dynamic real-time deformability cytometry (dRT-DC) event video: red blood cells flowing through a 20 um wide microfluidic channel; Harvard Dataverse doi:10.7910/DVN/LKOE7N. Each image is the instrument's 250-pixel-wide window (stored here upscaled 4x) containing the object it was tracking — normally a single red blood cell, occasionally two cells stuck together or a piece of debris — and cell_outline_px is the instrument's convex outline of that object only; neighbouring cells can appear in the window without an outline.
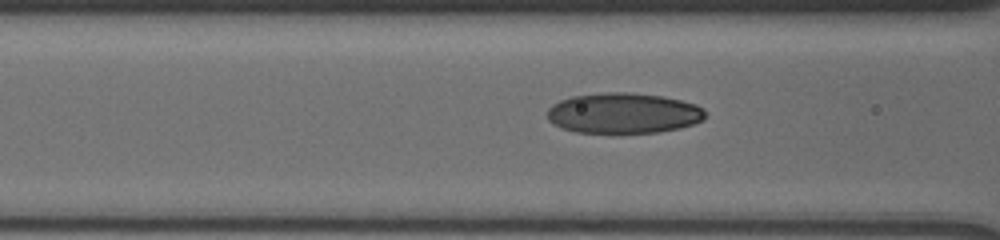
{"species": "human", "species_latin": "Homo sapiens", "temperature_condition": "cold", "stored_images_in_passage": 8, "segment_of_instrument_passage": [1, 2], "camera_frame_rate_fps": 3000, "um_per_image_px": 0.085, "donor": {"sex": "male"}, "frame": {"image": 1, "passage_image": 5, "time_ms": 2.0, "image_size_px": [1000, 240], "cell_outline_px": [[704, 120], [680, 128], [660, 132], [576, 132], [560, 128], [552, 124], [548, 120], [548, 108], [552, 104], [560, 100], [572, 96], [604, 92], [628, 92], [660, 96], [680, 100], [696, 104], [704, 108]], "centroid_in_image_um": [52.97, 9.61], "position_along_channel_um": 113.6, "area_um2": 37.28}}